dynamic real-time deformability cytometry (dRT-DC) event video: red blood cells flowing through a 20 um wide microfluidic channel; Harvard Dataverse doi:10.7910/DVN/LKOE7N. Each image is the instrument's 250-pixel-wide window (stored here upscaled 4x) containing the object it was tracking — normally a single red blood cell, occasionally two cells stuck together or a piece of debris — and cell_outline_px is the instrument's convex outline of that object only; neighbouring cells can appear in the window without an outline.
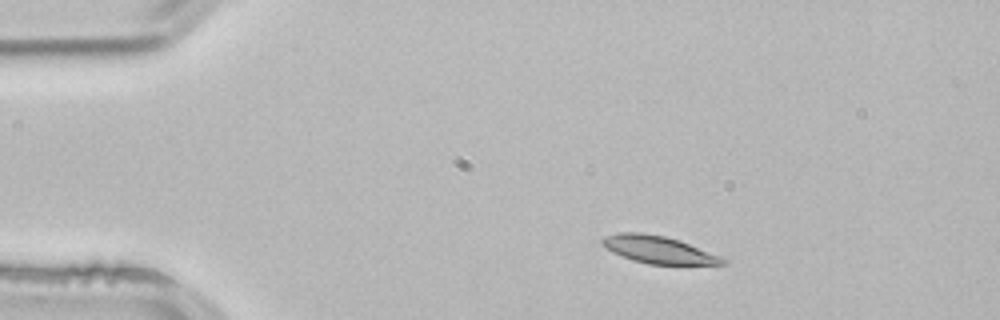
{"species": "common noctule bat (a hibernating species)", "species_latin": "Nyctalus noctula", "temperature_condition": "room temperature", "stored_images_in_passage": 2, "camera_frame_rate_fps": 3000, "um_per_image_px": 0.085, "animal": {"sex": "male", "body_mass_g": 21.5, "forearm_length_mm": 52.0}, "frame": {"image": 1, "passage_image": 1, "time_ms": 0.0, "image_size_px": [1000, 320], "cell_outline_px": [[728, 264], [648, 264], [632, 260], [612, 252], [600, 244], [600, 240], [604, 236], [620, 232], [640, 232], [664, 236], [680, 240], [728, 260]], "centroid_in_image_um": [55.91, 21.21], "position_along_channel_um": 29.1, "area_um2": 19.13}}